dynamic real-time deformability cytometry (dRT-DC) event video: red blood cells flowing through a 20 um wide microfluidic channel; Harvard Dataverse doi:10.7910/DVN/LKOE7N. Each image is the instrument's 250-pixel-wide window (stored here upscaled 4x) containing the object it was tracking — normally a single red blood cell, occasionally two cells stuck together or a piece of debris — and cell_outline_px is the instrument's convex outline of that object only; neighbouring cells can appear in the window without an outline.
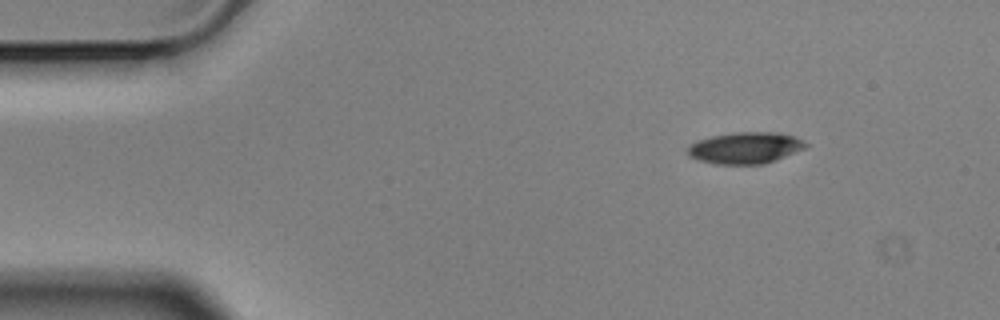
{"species": "Egyptian fruit bat (a non-hibernating species)", "species_latin": "Rousettus aegyptiacus", "temperature_condition": "cold", "stored_images_in_passage": 10, "camera_frame_rate_fps": 3000, "um_per_image_px": 0.085, "animal": {"sex": "male"}, "frame": {"image": 1, "passage_image": 1, "time_ms": 0.0, "image_size_px": [1000, 320], "cell_outline_px": [[808, 144], [804, 148], [764, 164], [716, 164], [700, 160], [688, 156], [684, 148], [688, 144], [696, 140], [712, 136], [732, 132], [780, 132], [792, 136]], "centroid_in_image_um": [63.25, 12.56], "position_along_channel_um": 21.8, "area_um2": 21.68}}
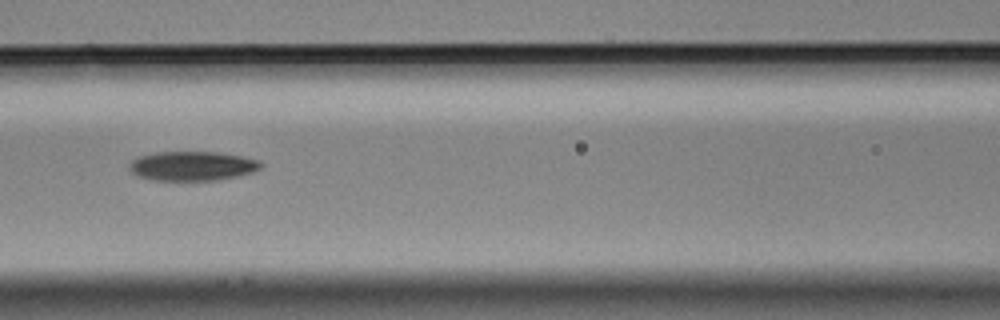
{"frame": {"image": 2, "passage_image": 6, "time_ms": 1.667, "image_size_px": [1000, 320], "cell_outline_px": [[264, 164], [260, 168], [252, 172], [236, 176], [216, 180], [152, 180], [136, 176], [128, 168], [128, 164], [132, 160], [140, 156], [156, 152], [220, 152], [260, 160]], "centroid_in_image_um": [16.33, 14.1], "position_along_channel_um": 150.3, "area_um2": 22.54}}
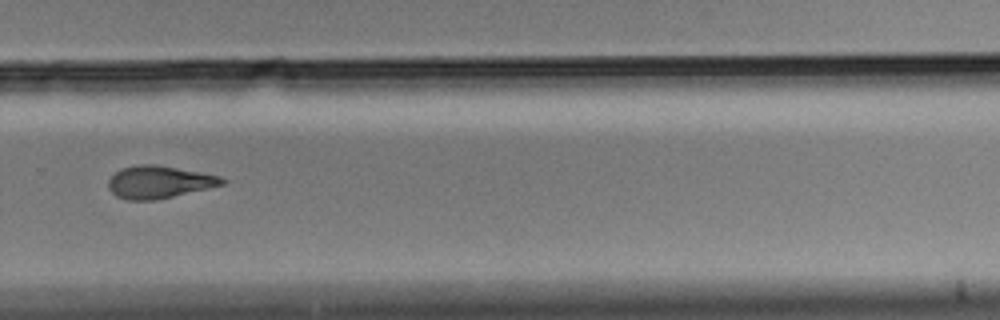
{"frame": {"image": 3, "passage_image": 10, "time_ms": 3.0, "image_size_px": [1000, 320], "cell_outline_px": [[228, 180], [224, 184], [208, 188], [156, 200], [124, 200], [116, 196], [108, 188], [108, 180], [116, 172], [124, 168], [136, 164], [156, 164], [200, 172], [220, 176]], "centroid_in_image_um": [13.51, 15.47], "position_along_channel_um": 316.3, "area_um2": 21.5}}